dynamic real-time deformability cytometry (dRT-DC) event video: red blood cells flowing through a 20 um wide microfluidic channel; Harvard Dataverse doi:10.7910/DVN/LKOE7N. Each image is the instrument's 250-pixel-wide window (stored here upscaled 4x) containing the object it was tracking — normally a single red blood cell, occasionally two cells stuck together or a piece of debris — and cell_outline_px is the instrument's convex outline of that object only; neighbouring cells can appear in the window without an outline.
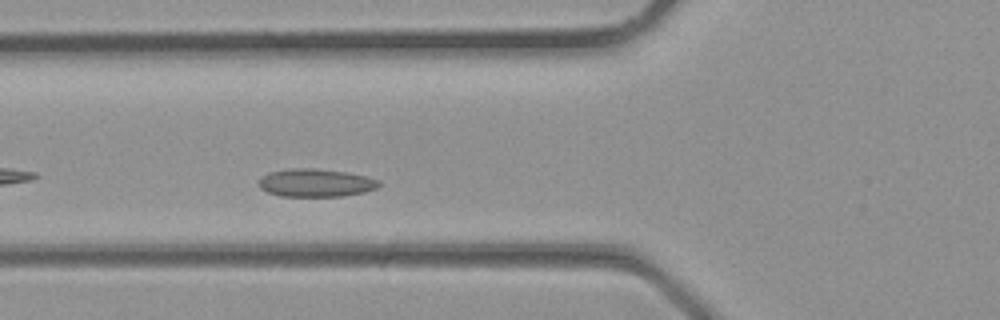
{"species": "common noctule bat (a hibernating species)", "species_latin": "Nyctalus noctula", "temperature_condition": "room temperature", "stored_images_in_passage": 19, "camera_frame_rate_fps": 3000, "um_per_image_px": 0.085, "animal": {"sex": "male", "body_mass_g": 23.1, "forearm_length_mm": 52.7}, "frame": {"image": 1, "passage_image": 4, "time_ms": 1.0, "image_size_px": [1000, 320], "cell_outline_px": [[380, 184], [376, 188], [364, 192], [344, 196], [280, 196], [268, 192], [260, 188], [260, 176], [268, 172], [288, 168], [316, 168], [348, 172], [380, 180]], "centroid_in_image_um": [26.82, 15.53], "position_along_channel_um": 99.0, "area_um2": 19.71}}
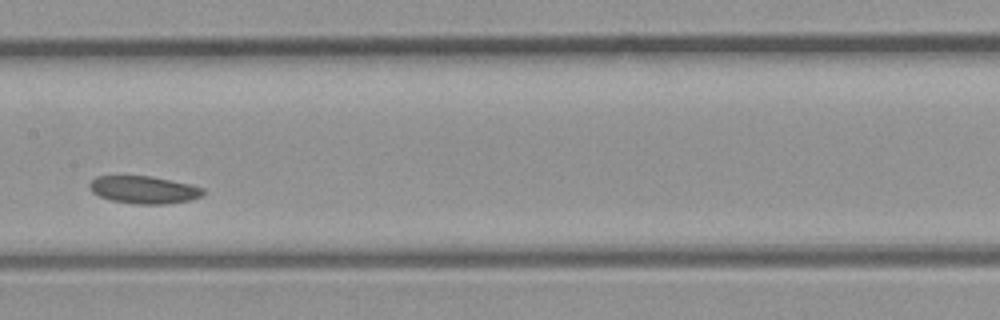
{"frame": {"image": 2, "passage_image": 9, "time_ms": 2.667, "image_size_px": [1000, 320], "cell_outline_px": [[204, 192], [200, 196], [188, 200], [164, 204], [136, 204], [112, 200], [100, 196], [92, 192], [88, 184], [96, 176], [152, 176], [188, 184], [204, 188]], "centroid_in_image_um": [12.2, 16.12], "position_along_channel_um": 195.2, "area_um2": 17.98}}
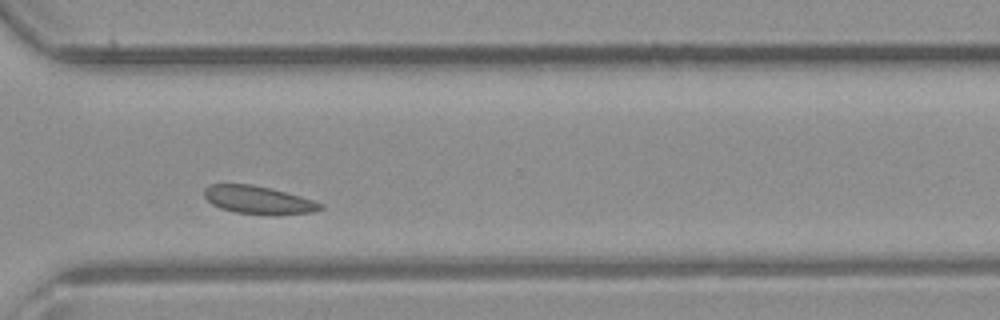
{"frame": {"image": 3, "passage_image": 17, "time_ms": 5.333, "image_size_px": [1000, 320], "cell_outline_px": [[324, 208], [316, 212], [272, 216], [236, 212], [220, 208], [212, 204], [204, 196], [204, 188], [208, 184], [252, 184], [300, 196], [324, 204]], "centroid_in_image_um": [21.98, 17.02], "position_along_channel_um": 348.6, "area_um2": 19.13}}